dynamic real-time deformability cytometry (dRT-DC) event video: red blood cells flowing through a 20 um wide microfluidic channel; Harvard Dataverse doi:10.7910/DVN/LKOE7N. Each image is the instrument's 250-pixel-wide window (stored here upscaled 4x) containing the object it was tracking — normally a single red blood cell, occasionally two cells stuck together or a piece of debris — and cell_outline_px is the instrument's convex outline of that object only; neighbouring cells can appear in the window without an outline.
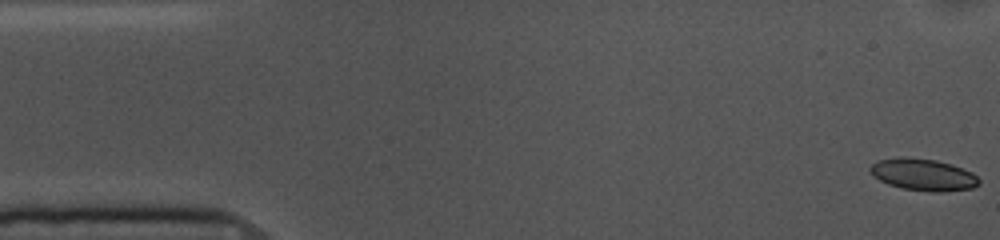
{"species": "common noctule bat (a hibernating species)", "species_latin": "Nyctalus noctula", "temperature_condition": "cold", "stored_images_in_passage": 54, "camera_frame_rate_fps": 3000, "um_per_image_px": 0.085, "animal": {"sex": "female", "body_mass_g": 10.0, "forearm_length_mm": 53.1}, "frame": {"image": 1, "passage_image": 1, "time_ms": 0.0, "image_size_px": [1000, 240], "cell_outline_px": [[980, 184], [972, 188], [944, 192], [928, 192], [900, 188], [888, 184], [872, 176], [868, 168], [876, 160], [900, 156], [904, 156], [936, 160], [952, 164], [972, 172], [980, 180]], "centroid_in_image_um": [78.44, 14.84], "position_along_channel_um": 6.6, "area_um2": 20.63}}
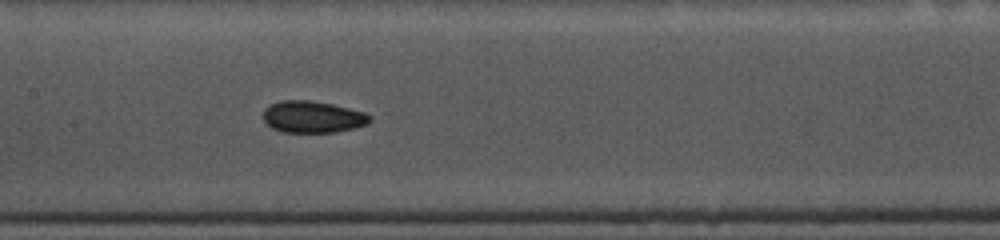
{"frame": {"image": 2, "passage_image": 25, "time_ms": 8.0, "image_size_px": [1000, 240], "cell_outline_px": [[372, 120], [368, 124], [356, 128], [336, 132], [280, 132], [272, 128], [264, 120], [264, 108], [280, 100], [312, 100], [332, 104], [364, 112], [372, 116]], "centroid_in_image_um": [26.6, 9.94], "position_along_channel_um": 180.8, "area_um2": 19.88}}
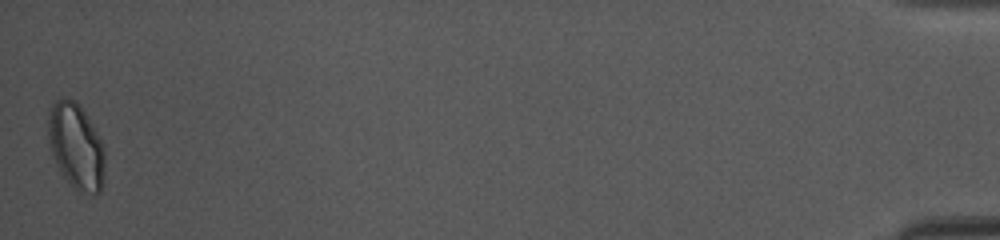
{"frame": {"image": 3, "passage_image": 54, "time_ms": 17.667, "image_size_px": [1000, 240], "cell_outline_px": [[104, 180], [100, 192], [96, 196], [80, 192], [72, 188], [60, 172], [52, 156], [48, 140], [48, 112], [52, 104], [56, 100], [64, 96], [76, 100], [84, 112], [96, 132], [104, 148]], "centroid_in_image_um": [6.45, 12.46], "position_along_channel_um": 428.8, "area_um2": 28.73}, "authors_computed_cell_mechanics": {"area_um2": 19.7098, "velocity_mm_per_s": 3.6101, "shape_relaxation_time_tau1_ms": 2.8786, "shape_relaxation_time_tau2_ms": 2.3146, "deformation_change_tau1": 0.0748, "deformation_change_tau2": 0.0532}}